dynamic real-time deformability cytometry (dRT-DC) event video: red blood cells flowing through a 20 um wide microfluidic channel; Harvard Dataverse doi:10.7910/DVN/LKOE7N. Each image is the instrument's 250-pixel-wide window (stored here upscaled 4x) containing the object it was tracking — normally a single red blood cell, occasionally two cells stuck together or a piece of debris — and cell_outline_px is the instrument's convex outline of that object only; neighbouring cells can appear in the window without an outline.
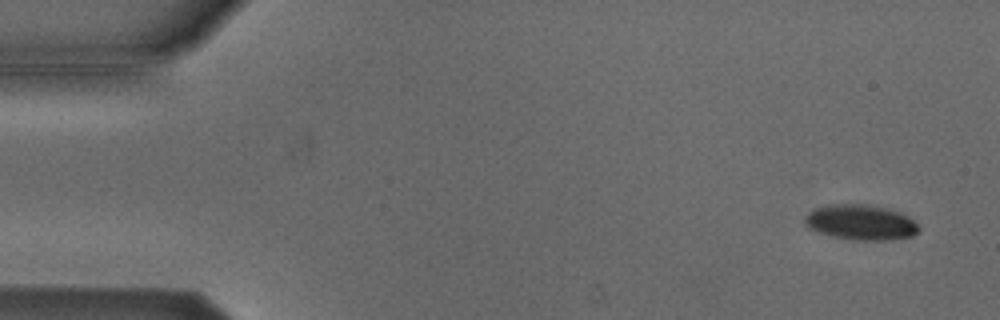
{"species": "Egyptian fruit bat (a non-hibernating species)", "species_latin": "Rousettus aegyptiacus", "temperature_condition": "cold", "stored_images_in_passage": 6, "camera_frame_rate_fps": 3000, "um_per_image_px": 0.085, "animal": {"sex": "male"}, "frame": {"image": 1, "passage_image": 1, "time_ms": 0.0, "image_size_px": [1000, 320], "cell_outline_px": [[920, 232], [912, 236], [888, 240], [852, 240], [832, 236], [808, 228], [804, 224], [804, 220], [808, 212], [812, 208], [828, 204], [868, 204], [900, 212], [908, 216], [920, 228]], "centroid_in_image_um": [73.14, 18.89], "position_along_channel_um": 11.9, "area_um2": 23.58}}
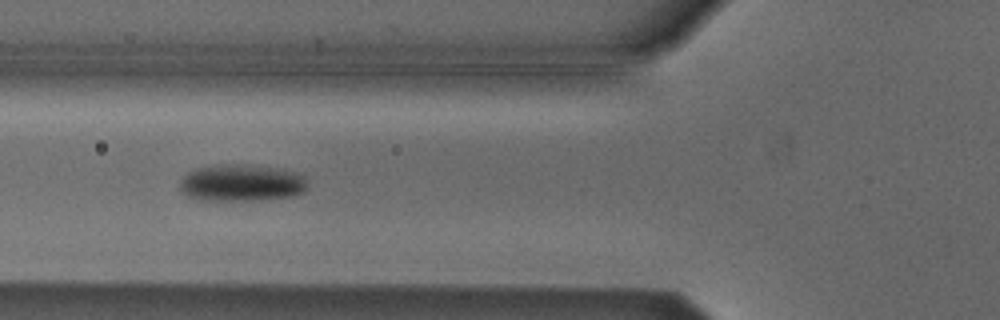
{"frame": {"image": 2, "passage_image": 5, "time_ms": 1.333, "image_size_px": [1000, 320], "cell_outline_px": [[308, 184], [304, 192], [292, 196], [260, 200], [204, 200], [188, 196], [180, 188], [180, 180], [188, 172], [196, 168], [212, 164], [244, 164], [280, 168], [300, 172], [308, 180]], "centroid_in_image_um": [20.58, 15.52], "position_along_channel_um": 105.2, "area_um2": 27.92}}
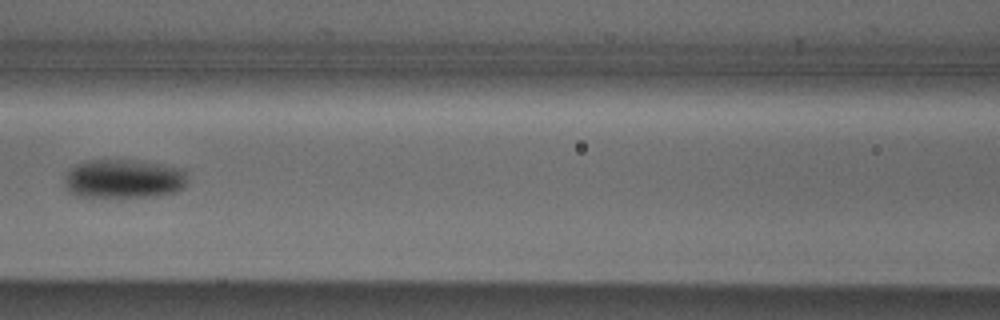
{"frame": {"image": 3, "passage_image": 6, "time_ms": 1.667, "image_size_px": [1000, 320], "cell_outline_px": [[188, 184], [184, 188], [176, 192], [156, 196], [76, 196], [68, 192], [64, 188], [64, 176], [76, 164], [84, 160], [132, 160], [160, 164], [184, 168], [188, 176]], "centroid_in_image_um": [10.54, 15.19], "position_along_channel_um": 156.1, "area_um2": 28.26}}